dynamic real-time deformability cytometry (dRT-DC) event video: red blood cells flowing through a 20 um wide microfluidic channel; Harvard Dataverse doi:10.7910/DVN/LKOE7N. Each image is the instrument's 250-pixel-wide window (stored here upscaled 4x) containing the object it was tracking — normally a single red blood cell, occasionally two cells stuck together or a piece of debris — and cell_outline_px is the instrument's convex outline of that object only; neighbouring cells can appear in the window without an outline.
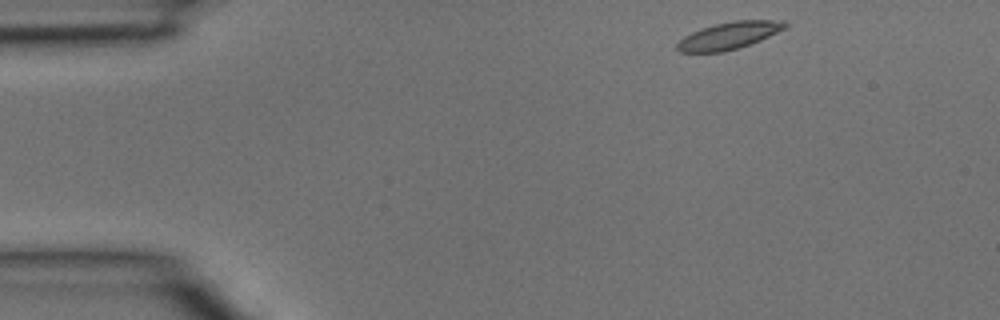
{"species": "common noctule bat (a hibernating species)", "species_latin": "Nyctalus noctula", "temperature_condition": "room temperature", "stored_images_in_passage": 31, "camera_frame_rate_fps": 3000, "um_per_image_px": 0.085, "animal": {"sex": "male", "body_mass_g": 15.6}, "frame": {"image": 1, "passage_image": 1, "time_ms": 0.0, "image_size_px": [1000, 320], "cell_outline_px": [[788, 24], [784, 28], [760, 40], [724, 52], [680, 52], [676, 48], [676, 44], [684, 36], [700, 28], [716, 24], [736, 20], [784, 20]], "centroid_in_image_um": [61.93, 3.02], "position_along_channel_um": 23.1, "area_um2": 16.82}}
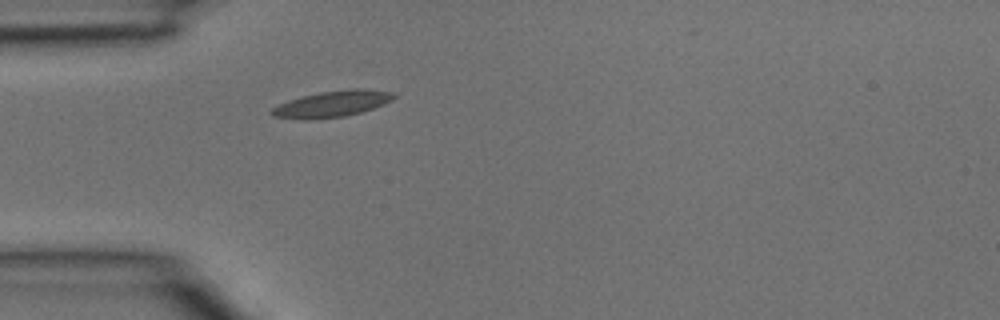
{"frame": {"image": 2, "passage_image": 7, "time_ms": 2.0, "image_size_px": [1000, 320], "cell_outline_px": [[396, 96], [392, 100], [384, 104], [360, 112], [344, 116], [312, 120], [304, 120], [272, 116], [268, 112], [272, 108], [288, 100], [320, 92], [352, 88], [360, 88], [396, 92]], "centroid_in_image_um": [28.23, 8.83], "position_along_channel_um": 56.8, "area_um2": 18.73}}
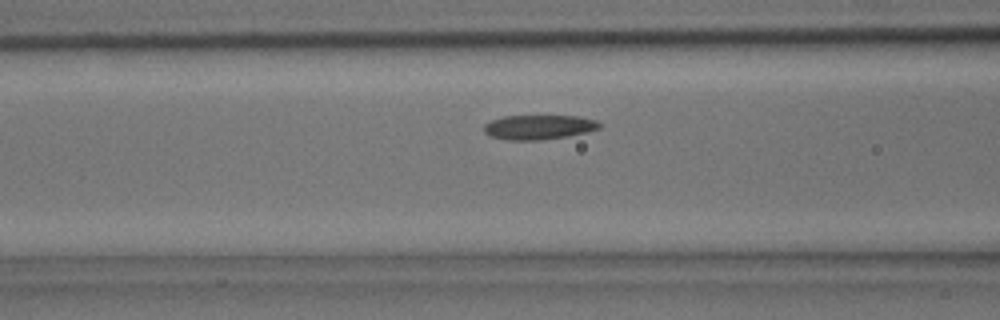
{"frame": {"image": 3, "passage_image": 11, "time_ms": 3.333, "image_size_px": [1000, 320], "cell_outline_px": [[604, 124], [600, 128], [588, 132], [568, 136], [540, 140], [504, 140], [488, 136], [484, 132], [484, 124], [492, 120], [504, 116], [576, 116], [596, 120]], "centroid_in_image_um": [45.8, 10.81], "position_along_channel_um": 120.8, "area_um2": 16.7}}